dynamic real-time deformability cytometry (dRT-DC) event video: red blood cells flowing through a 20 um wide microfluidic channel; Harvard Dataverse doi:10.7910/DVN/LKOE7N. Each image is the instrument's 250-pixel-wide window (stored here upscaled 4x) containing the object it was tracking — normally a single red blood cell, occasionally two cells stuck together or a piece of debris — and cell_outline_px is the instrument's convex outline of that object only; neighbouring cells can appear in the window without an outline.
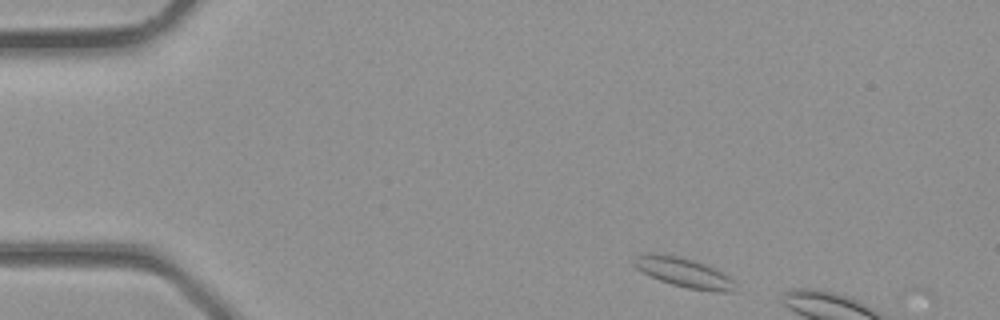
{"species": "common noctule bat (a hibernating species)", "species_latin": "Nyctalus noctula", "temperature_condition": "room temperature", "stored_images_in_passage": 2, "camera_frame_rate_fps": 3000, "um_per_image_px": 0.085, "animal": {"sex": "male", "body_mass_g": 23.1, "forearm_length_mm": 52.7}, "frame": {"image": 1, "passage_image": 1, "time_ms": 0.0, "image_size_px": [1000, 320], "cell_outline_px": [[736, 292], [720, 292], [688, 288], [672, 284], [660, 280], [636, 268], [632, 260], [632, 256], [648, 252], [656, 252], [680, 256], [704, 264], [736, 280]], "centroid_in_image_um": [58.11, 23.14], "position_along_channel_um": 26.9, "area_um2": 17.51}}